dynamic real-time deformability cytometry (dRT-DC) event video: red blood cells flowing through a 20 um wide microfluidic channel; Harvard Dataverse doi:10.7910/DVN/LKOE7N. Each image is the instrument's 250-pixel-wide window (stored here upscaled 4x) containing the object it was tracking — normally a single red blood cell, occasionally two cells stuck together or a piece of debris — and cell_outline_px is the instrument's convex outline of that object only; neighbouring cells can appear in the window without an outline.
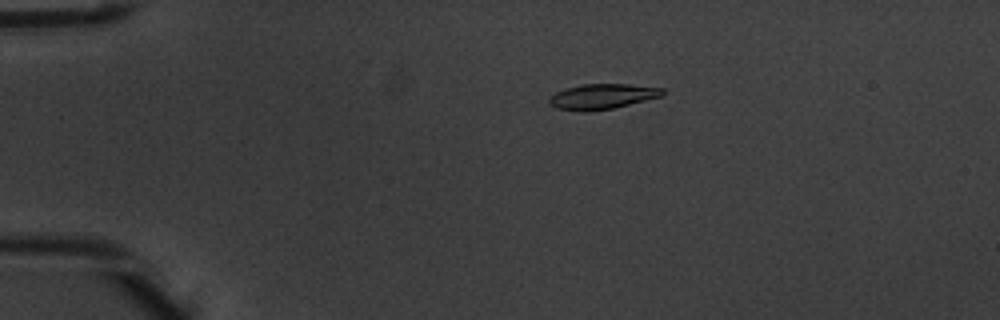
{"species": "common noctule bat (a hibernating species)", "species_latin": "Nyctalus noctula", "temperature_condition": "warm", "stored_images_in_passage": 6, "camera_frame_rate_fps": 3000, "um_per_image_px": 0.085, "animal": {"sex": "male", "body_mass_g": 20.1, "forearm_length_mm": 53.5}, "frame": {"image": 1, "passage_image": 4, "time_ms": 1.0, "image_size_px": [1000, 320], "cell_outline_px": [[664, 92], [660, 96], [612, 108], [588, 112], [580, 112], [556, 108], [548, 104], [548, 100], [556, 92], [580, 84], [628, 84], [664, 88]], "centroid_in_image_um": [51.14, 8.2], "position_along_channel_um": 33.9, "area_um2": 16.53}}
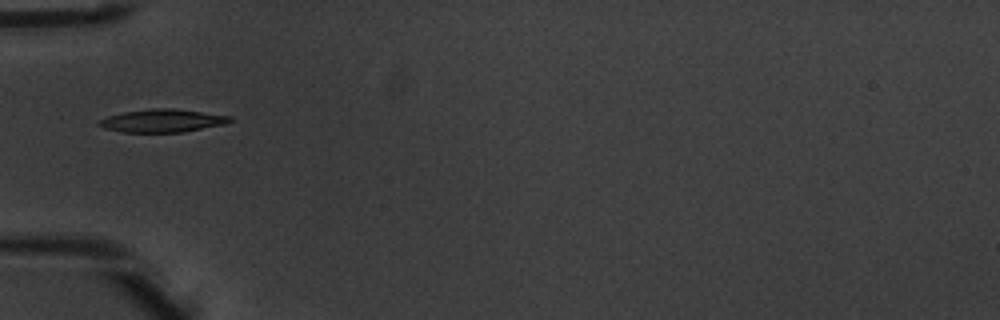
{"frame": {"image": 2, "passage_image": 6, "time_ms": 1.667, "image_size_px": [1000, 320], "cell_outline_px": [[236, 120], [224, 124], [184, 132], [124, 132], [104, 128], [96, 124], [100, 120], [108, 116], [124, 112], [152, 108], [172, 108], [232, 116]], "centroid_in_image_um": [13.84, 10.26], "position_along_channel_um": 71.2, "area_um2": 17.51}}